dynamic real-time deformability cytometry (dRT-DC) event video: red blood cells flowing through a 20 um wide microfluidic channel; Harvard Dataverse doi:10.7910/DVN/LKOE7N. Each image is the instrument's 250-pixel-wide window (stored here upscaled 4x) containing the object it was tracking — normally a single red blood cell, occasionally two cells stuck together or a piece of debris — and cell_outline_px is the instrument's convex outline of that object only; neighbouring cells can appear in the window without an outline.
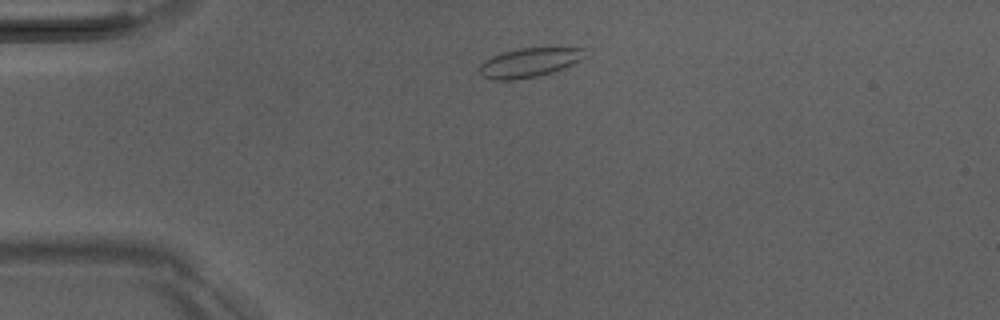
{"species": "Egyptian fruit bat (a non-hibernating species)", "species_latin": "Rousettus aegyptiacus", "temperature_condition": "room temperature", "stored_images_in_passage": 38, "camera_frame_rate_fps": 3000, "um_per_image_px": 0.085, "animal": {"sex": "male"}, "frame": {"image": 1, "passage_image": 2, "time_ms": 0.333, "image_size_px": [1000, 320], "cell_outline_px": [[584, 56], [580, 60], [572, 64], [552, 72], [536, 76], [516, 80], [492, 80], [480, 76], [480, 64], [484, 60], [492, 56], [504, 52], [520, 48], [584, 48]], "centroid_in_image_um": [44.92, 5.33], "position_along_channel_um": 40.1, "area_um2": 17.74}}
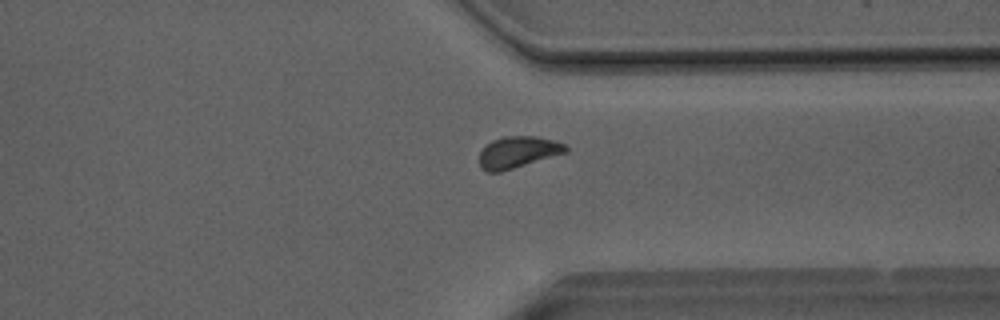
{"frame": {"image": 2, "passage_image": 29, "time_ms": 9.333, "image_size_px": [1000, 320], "cell_outline_px": [[568, 152], [500, 172], [484, 172], [480, 168], [480, 152], [492, 140], [504, 136], [536, 136], [556, 140], [564, 144], [568, 148]], "centroid_in_image_um": [44.03, 12.93], "position_along_channel_um": 367.4, "area_um2": 15.95}}
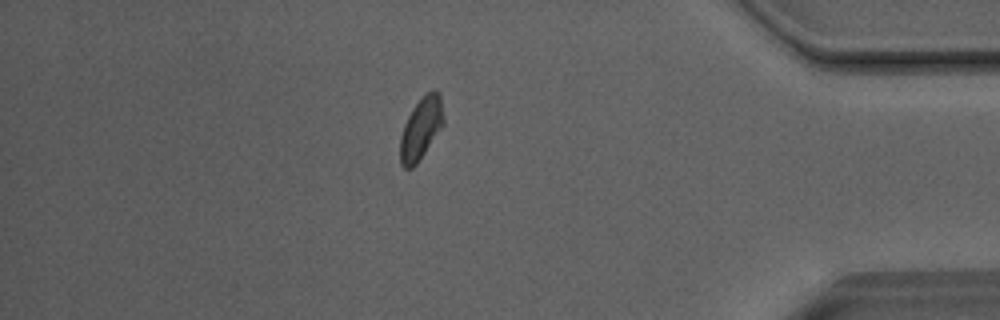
{"frame": {"image": 3, "passage_image": 34, "time_ms": 11.0, "image_size_px": [1000, 320], "cell_outline_px": [[444, 124], [416, 164], [412, 168], [404, 168], [400, 164], [400, 136], [404, 124], [412, 108], [424, 92], [432, 88], [436, 88], [440, 92], [444, 120]], "centroid_in_image_um": [35.79, 10.85], "position_along_channel_um": 399.4, "area_um2": 15.9}}